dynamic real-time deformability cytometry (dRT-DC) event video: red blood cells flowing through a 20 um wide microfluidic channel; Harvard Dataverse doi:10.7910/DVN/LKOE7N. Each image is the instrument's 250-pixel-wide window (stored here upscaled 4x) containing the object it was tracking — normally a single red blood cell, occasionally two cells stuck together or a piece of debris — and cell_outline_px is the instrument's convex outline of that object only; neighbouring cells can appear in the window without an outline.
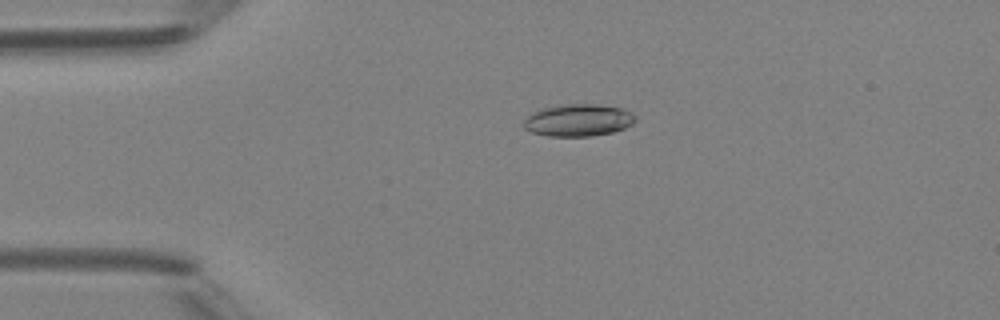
{"species": "Egyptian fruit bat (a non-hibernating species)", "species_latin": "Rousettus aegyptiacus", "temperature_condition": "room temperature", "stored_images_in_passage": 2, "camera_frame_rate_fps": 3000, "um_per_image_px": 0.085, "animal": {"sex": "female"}, "frame": {"image": 1, "passage_image": 1, "time_ms": 0.0, "image_size_px": [1000, 320], "cell_outline_px": [[636, 120], [632, 124], [624, 128], [612, 132], [592, 136], [548, 136], [532, 132], [524, 128], [524, 120], [532, 112], [544, 108], [568, 104], [596, 104], [624, 108], [632, 112], [636, 116]], "centroid_in_image_um": [49.19, 10.21], "position_along_channel_um": 35.8, "area_um2": 20.92}}